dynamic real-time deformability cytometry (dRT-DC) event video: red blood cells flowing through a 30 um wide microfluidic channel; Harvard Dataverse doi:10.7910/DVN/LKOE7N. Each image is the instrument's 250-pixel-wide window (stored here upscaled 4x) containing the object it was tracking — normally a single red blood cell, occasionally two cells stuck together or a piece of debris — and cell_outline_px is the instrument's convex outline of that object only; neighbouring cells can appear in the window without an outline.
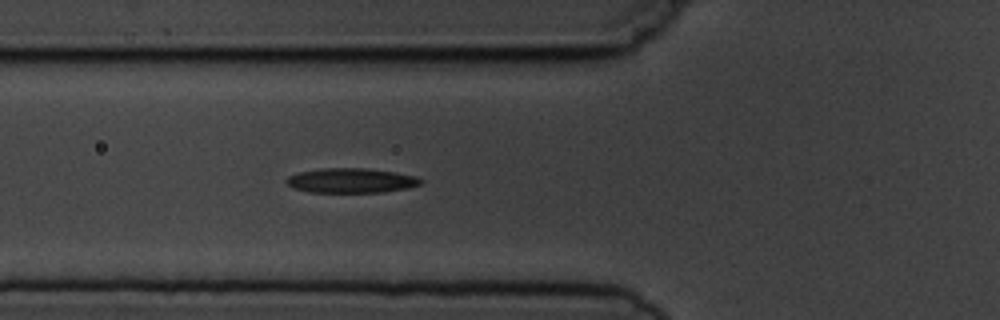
{"species": "common noctule bat (a hibernating species)", "species_latin": "Nyctalus noctula", "temperature_condition": "cold", "stored_images_in_passage": 5, "camera_frame_rate_fps": 3000, "um_per_image_px": 0.085, "animal": {"sex": "male", "body_mass_g": 19.5, "forearm_length_mm": 54.6}, "frame": {"image": 1, "passage_image": 5, "time_ms": 5.667, "image_size_px": [1000, 320], "cell_outline_px": [[424, 180], [420, 184], [408, 188], [384, 192], [312, 192], [292, 188], [284, 180], [288, 176], [300, 172], [320, 168], [368, 168], [396, 172], [416, 176]], "centroid_in_image_um": [29.86, 15.34], "position_along_channel_um": 95.9, "area_um2": 19.42}}